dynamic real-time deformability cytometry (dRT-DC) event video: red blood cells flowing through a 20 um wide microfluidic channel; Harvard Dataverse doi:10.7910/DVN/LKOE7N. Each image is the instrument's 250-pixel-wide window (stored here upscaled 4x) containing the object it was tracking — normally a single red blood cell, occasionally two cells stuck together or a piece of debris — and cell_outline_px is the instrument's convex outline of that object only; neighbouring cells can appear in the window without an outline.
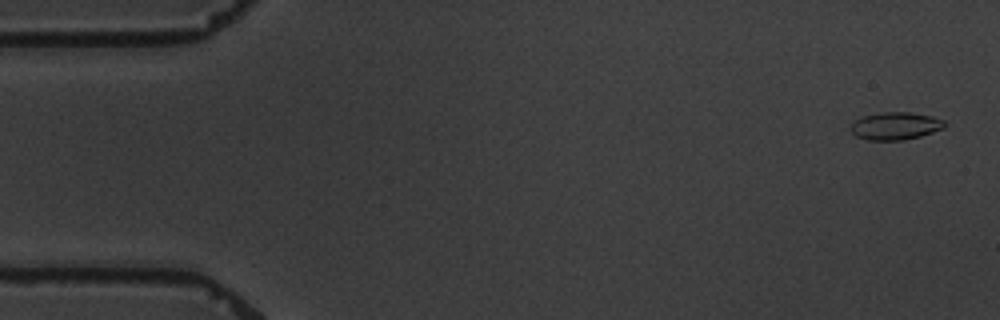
{"species": "common noctule bat (a hibernating species)", "species_latin": "Nyctalus noctula", "temperature_condition": "warm", "stored_images_in_passage": 11, "camera_frame_rate_fps": 3000, "um_per_image_px": 0.085, "animal": {"sex": "male", "body_mass_g": 19.5, "forearm_length_mm": 54.6}, "frame": {"image": 1, "passage_image": 1, "time_ms": 0.0, "image_size_px": [1000, 320], "cell_outline_px": [[944, 128], [920, 136], [904, 140], [868, 140], [856, 136], [848, 128], [856, 120], [864, 116], [880, 112], [912, 112], [932, 116], [944, 120]], "centroid_in_image_um": [76.1, 10.7], "position_along_channel_um": 8.9, "area_um2": 15.09}}
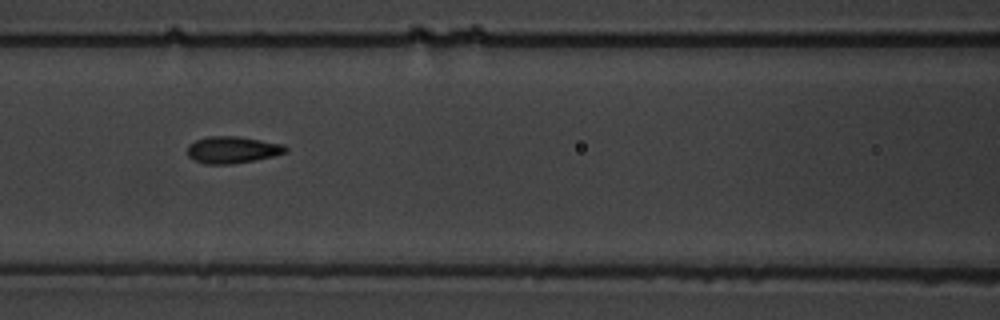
{"frame": {"image": 2, "passage_image": 7, "time_ms": 7.667, "image_size_px": [1000, 320], "cell_outline_px": [[288, 152], [256, 160], [232, 164], [204, 164], [192, 160], [188, 156], [188, 144], [196, 140], [208, 136], [240, 136], [284, 144], [288, 148]], "centroid_in_image_um": [19.76, 12.73], "position_along_channel_um": 146.8, "area_um2": 15.61}}
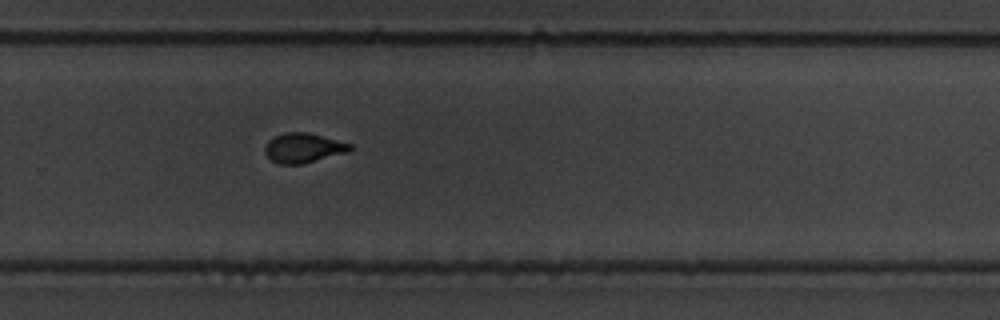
{"frame": {"image": 3, "passage_image": 11, "time_ms": 12.333, "image_size_px": [1000, 320], "cell_outline_px": [[352, 148], [348, 152], [300, 164], [280, 164], [272, 160], [264, 152], [264, 148], [268, 140], [284, 132], [308, 132], [352, 144]], "centroid_in_image_um": [25.77, 12.56], "position_along_channel_um": 304.0, "area_um2": 14.57}}